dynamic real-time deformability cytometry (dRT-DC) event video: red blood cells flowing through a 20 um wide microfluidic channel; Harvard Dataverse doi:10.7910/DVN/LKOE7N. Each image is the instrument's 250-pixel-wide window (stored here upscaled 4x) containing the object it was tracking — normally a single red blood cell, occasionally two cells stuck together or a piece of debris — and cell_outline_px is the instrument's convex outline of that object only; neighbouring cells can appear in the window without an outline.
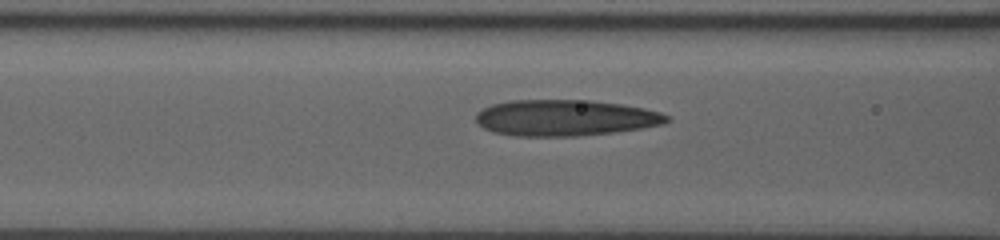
{"species": "human", "species_latin": "Homo sapiens", "temperature_condition": "room temperature", "stored_images_in_passage": 27, "camera_frame_rate_fps": 3000, "um_per_image_px": 0.085, "donor": {"sex": "male"}, "frame": {"image": 1, "passage_image": 22, "time_ms": 7.0, "image_size_px": [1000, 240], "cell_outline_px": [[668, 120], [664, 124], [616, 132], [576, 136], [516, 136], [492, 132], [484, 128], [476, 120], [476, 112], [492, 104], [512, 100], [588, 100], [620, 104], [644, 108], [660, 112], [668, 116]], "centroid_in_image_um": [48.02, 10.02], "position_along_channel_um": 118.6, "area_um2": 40.11}}
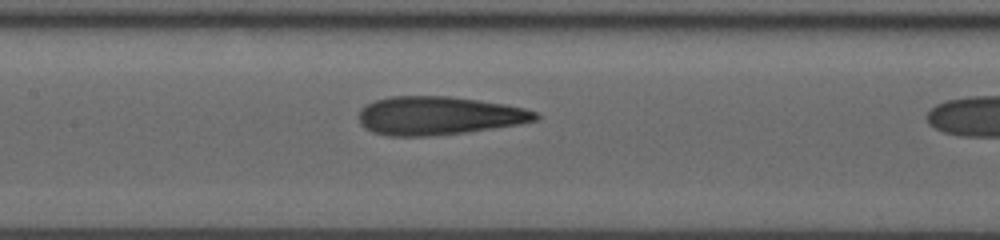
{"frame": {"image": 2, "passage_image": 26, "time_ms": 8.333, "image_size_px": [1000, 240], "cell_outline_px": [[540, 116], [536, 120], [520, 124], [464, 132], [428, 136], [388, 136], [372, 132], [364, 128], [360, 124], [360, 108], [376, 100], [388, 96], [448, 96], [504, 104], [524, 108], [536, 112]], "centroid_in_image_um": [37.26, 9.83], "position_along_channel_um": 170.1, "area_um2": 39.36}}